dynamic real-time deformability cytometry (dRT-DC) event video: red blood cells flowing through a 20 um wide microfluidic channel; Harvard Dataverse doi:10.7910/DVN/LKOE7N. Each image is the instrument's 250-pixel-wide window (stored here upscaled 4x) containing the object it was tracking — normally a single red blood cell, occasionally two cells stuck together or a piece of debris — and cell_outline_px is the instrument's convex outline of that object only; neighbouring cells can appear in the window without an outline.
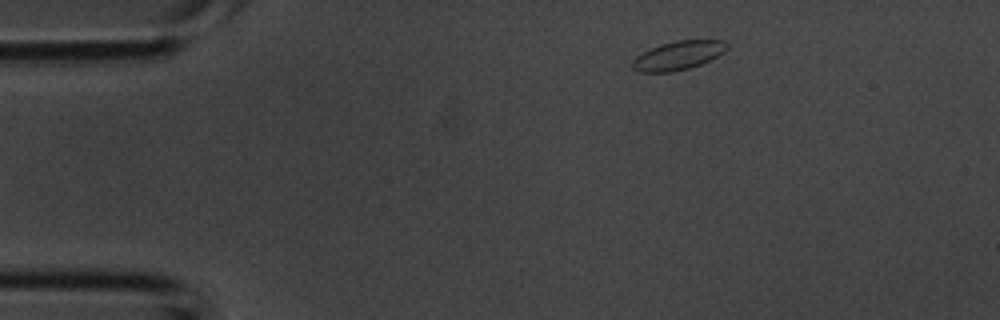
{"species": "common noctule bat (a hibernating species)", "species_latin": "Nyctalus noctula", "temperature_condition": "room temperature", "stored_images_in_passage": 2, "camera_frame_rate_fps": 3000, "um_per_image_px": 0.085, "animal": {"sex": "male", "body_mass_g": 20.1, "forearm_length_mm": 53.5}, "frame": {"image": 1, "passage_image": 1, "time_ms": 0.0, "image_size_px": [1000, 320], "cell_outline_px": [[728, 48], [724, 52], [700, 64], [688, 68], [672, 72], [640, 72], [632, 68], [632, 60], [636, 56], [660, 44], [676, 40], [724, 40], [728, 44]], "centroid_in_image_um": [57.64, 4.71], "position_along_channel_um": 27.4, "area_um2": 15.72}}